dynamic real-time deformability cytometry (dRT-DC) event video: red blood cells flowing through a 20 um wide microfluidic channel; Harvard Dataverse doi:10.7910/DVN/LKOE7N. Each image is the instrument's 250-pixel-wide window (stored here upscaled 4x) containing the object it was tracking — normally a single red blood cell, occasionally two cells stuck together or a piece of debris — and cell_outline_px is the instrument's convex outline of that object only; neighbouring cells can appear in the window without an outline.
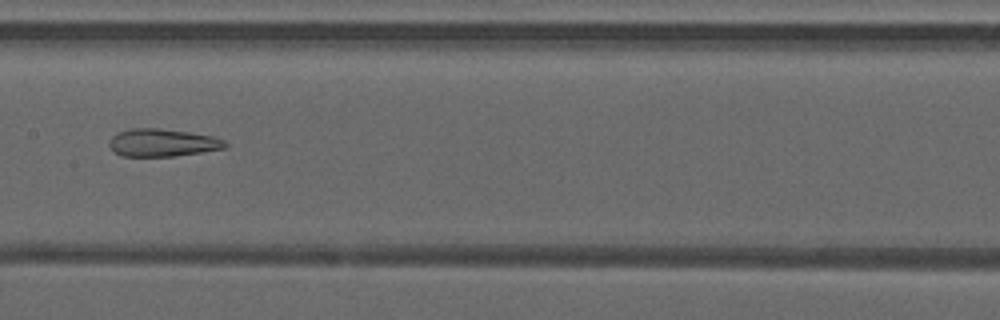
{"species": "common noctule bat (a hibernating species)", "species_latin": "Nyctalus noctula", "temperature_condition": "warm", "stored_images_in_passage": 32, "camera_frame_rate_fps": 3000, "um_per_image_px": 0.085, "animal": {"sex": "male", "forearm_length_mm": 52.5}, "frame": {"image": 1, "passage_image": 14, "time_ms": 4.333, "image_size_px": [1000, 320], "cell_outline_px": [[228, 148], [176, 156], [120, 156], [108, 144], [108, 140], [116, 132], [128, 128], [160, 128], [188, 132], [212, 136], [224, 140], [228, 144]], "centroid_in_image_um": [13.8, 12.12], "position_along_channel_um": 193.6, "area_um2": 18.9}}
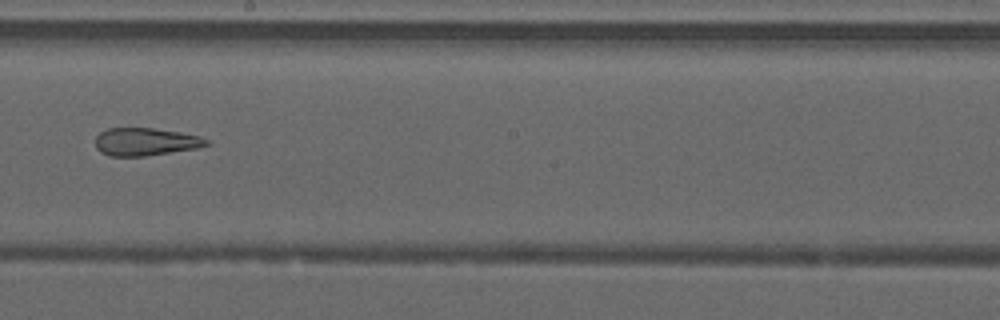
{"frame": {"image": 2, "passage_image": 17, "time_ms": 5.333, "image_size_px": [1000, 320], "cell_outline_px": [[208, 144], [196, 148], [144, 156], [108, 156], [100, 152], [96, 148], [96, 136], [100, 132], [108, 128], [152, 128], [180, 132], [200, 136], [208, 140]], "centroid_in_image_um": [12.32, 12.05], "position_along_channel_um": 235.9, "area_um2": 17.86}}
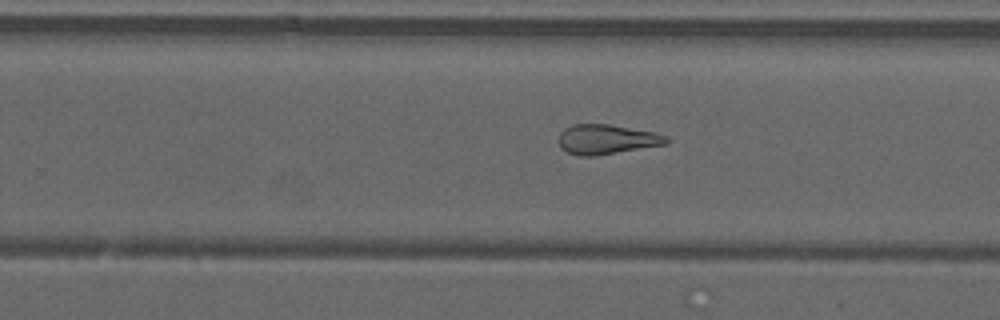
{"frame": {"image": 3, "passage_image": 20, "time_ms": 6.333, "image_size_px": [1000, 320], "cell_outline_px": [[672, 140], [668, 144], [596, 156], [580, 156], [568, 152], [560, 148], [560, 132], [564, 128], [572, 124], [608, 124], [656, 132], [668, 136]], "centroid_in_image_um": [51.62, 11.84], "position_along_channel_um": 278.2, "area_um2": 18.9}, "authors_computed_cell_mechanics": {"area_um2": 19.652, "velocity_mm_per_s": 4.2529, "shape_relaxation_time_tau1_ms": null, "shape_relaxation_time_tau2_ms": 3.1054, "deformation_change_tau1": null, "deformation_change_tau2": 0.1452}}